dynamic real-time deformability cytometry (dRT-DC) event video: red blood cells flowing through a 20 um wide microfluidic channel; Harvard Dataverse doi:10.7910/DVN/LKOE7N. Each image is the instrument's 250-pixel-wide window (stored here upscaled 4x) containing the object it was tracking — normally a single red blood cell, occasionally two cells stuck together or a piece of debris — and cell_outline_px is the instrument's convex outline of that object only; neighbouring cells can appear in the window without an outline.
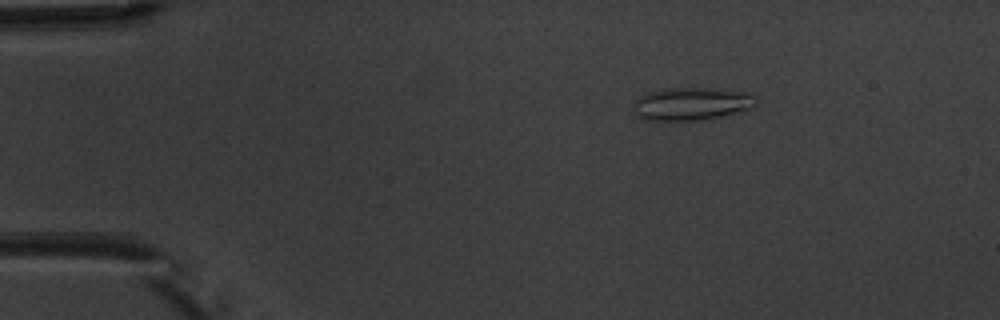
{"species": "common noctule bat (a hibernating species)", "species_latin": "Nyctalus noctula", "temperature_condition": "warm", "stored_images_in_passage": 5, "camera_frame_rate_fps": 3000, "um_per_image_px": 0.085, "animal": {"sex": "male", "body_mass_g": 20.1, "forearm_length_mm": 53.5}, "frame": {"image": 1, "passage_image": 3, "time_ms": 2.333, "image_size_px": [1000, 320], "cell_outline_px": [[756, 104], [752, 108], [704, 120], [644, 120], [636, 116], [632, 104], [640, 96], [648, 92], [672, 88], [704, 88], [748, 92], [756, 96]], "centroid_in_image_um": [58.77, 8.83], "position_along_channel_um": 26.2, "area_um2": 23.41}}